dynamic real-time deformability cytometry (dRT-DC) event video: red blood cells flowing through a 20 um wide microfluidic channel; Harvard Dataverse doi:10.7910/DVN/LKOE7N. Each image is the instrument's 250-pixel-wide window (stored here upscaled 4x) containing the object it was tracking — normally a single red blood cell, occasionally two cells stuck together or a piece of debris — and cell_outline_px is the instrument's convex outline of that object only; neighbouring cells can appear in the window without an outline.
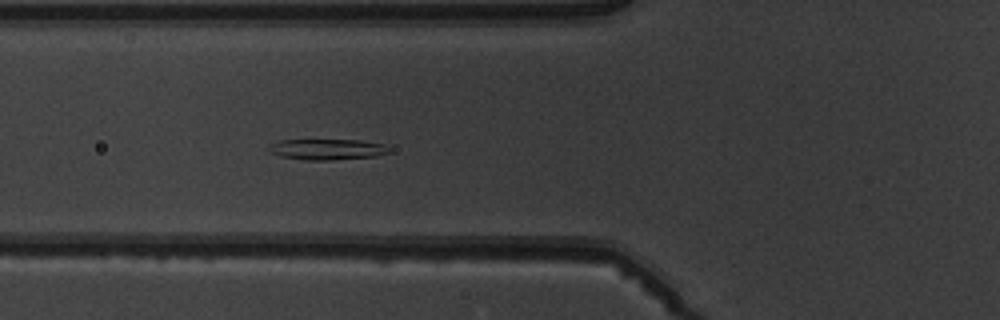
{"species": "common noctule bat (a hibernating species)", "species_latin": "Nyctalus noctula", "temperature_condition": "warm", "stored_images_in_passage": 5, "segment_of_instrument_passage": [1, 2], "camera_frame_rate_fps": 3000, "um_per_image_px": 0.085, "animal": {"sex": "male", "body_mass_g": 19.5, "forearm_length_mm": 54.6}, "frame": {"image": 1, "passage_image": 4, "time_ms": 4.333, "image_size_px": [1000, 320], "cell_outline_px": [[388, 152], [376, 156], [332, 160], [304, 160], [280, 156], [268, 152], [268, 144], [280, 140], [360, 140], [380, 144], [388, 148]], "centroid_in_image_um": [27.7, 12.7], "position_along_channel_um": 98.1, "area_um2": 14.51}}